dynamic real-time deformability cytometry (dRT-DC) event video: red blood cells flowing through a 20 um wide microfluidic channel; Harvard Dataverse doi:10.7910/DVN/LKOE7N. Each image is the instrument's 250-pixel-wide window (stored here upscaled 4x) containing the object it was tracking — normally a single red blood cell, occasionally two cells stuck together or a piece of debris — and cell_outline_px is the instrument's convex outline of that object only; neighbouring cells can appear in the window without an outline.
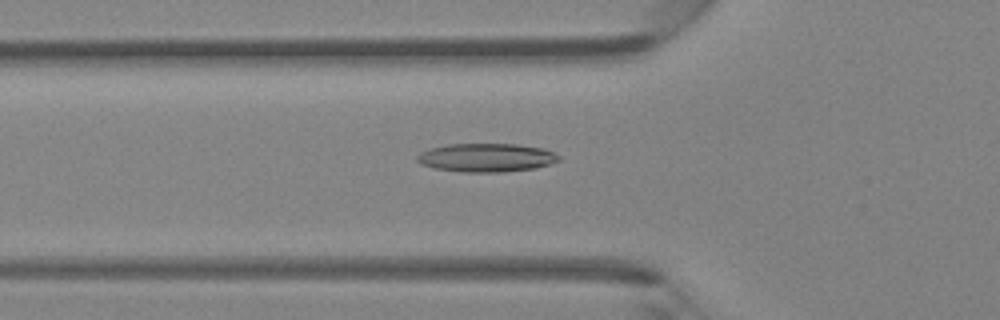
{"species": "Egyptian fruit bat (a non-hibernating species)", "species_latin": "Rousettus aegyptiacus", "temperature_condition": "room temperature", "stored_images_in_passage": 46, "camera_frame_rate_fps": 3000, "um_per_image_px": 0.085, "animal": {"sex": "female"}, "frame": {"image": 1, "passage_image": 16, "time_ms": 5.0, "image_size_px": [1000, 320], "cell_outline_px": [[560, 160], [536, 168], [500, 172], [460, 172], [436, 168], [424, 164], [416, 160], [416, 156], [420, 152], [432, 148], [448, 144], [516, 144], [544, 148], [560, 156]], "centroid_in_image_um": [41.36, 13.39], "position_along_channel_um": 84.4, "area_um2": 23.41}}
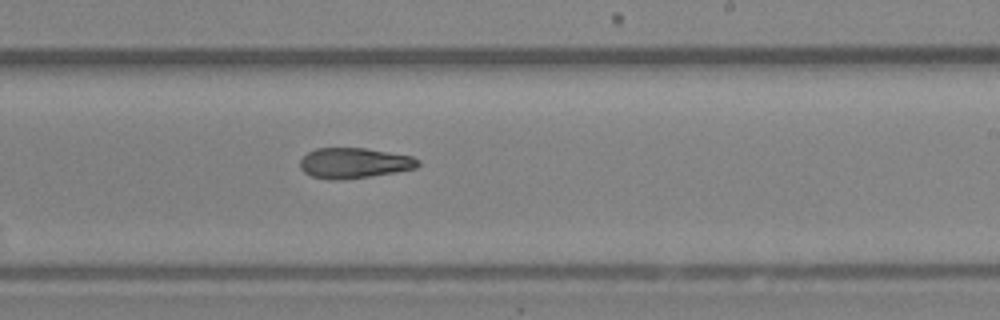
{"frame": {"image": 2, "passage_image": 28, "time_ms": 9.0, "image_size_px": [1000, 320], "cell_outline_px": [[420, 164], [416, 168], [396, 172], [340, 180], [328, 180], [312, 176], [304, 172], [300, 168], [300, 160], [308, 152], [316, 148], [364, 148], [412, 156], [420, 160]], "centroid_in_image_um": [30.09, 13.86], "position_along_channel_um": 258.9, "area_um2": 20.87}}
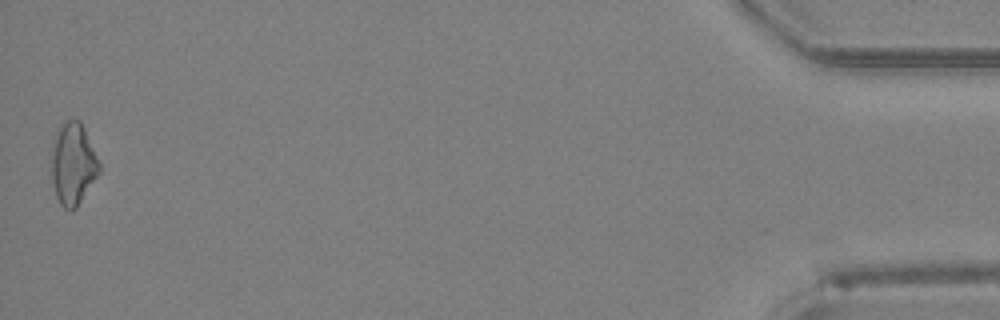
{"frame": {"image": 3, "passage_image": 46, "time_ms": 15.0, "image_size_px": [1000, 320], "cell_outline_px": [[100, 172], [76, 208], [72, 212], [64, 208], [60, 204], [56, 196], [52, 180], [52, 156], [56, 132], [60, 124], [64, 120], [80, 120], [84, 128], [100, 164]], "centroid_in_image_um": [6.21, 13.95], "position_along_channel_um": 429.0, "area_um2": 22.6}, "authors_computed_cell_mechanics": {"area_um2": 22.0507, "velocity_mm_per_s": 4.3606, "shape_relaxation_time_tau1_ms": null, "shape_relaxation_time_tau2_ms": 6.8405, "deformation_change_tau1": null, "deformation_change_tau2": 0.1763}}